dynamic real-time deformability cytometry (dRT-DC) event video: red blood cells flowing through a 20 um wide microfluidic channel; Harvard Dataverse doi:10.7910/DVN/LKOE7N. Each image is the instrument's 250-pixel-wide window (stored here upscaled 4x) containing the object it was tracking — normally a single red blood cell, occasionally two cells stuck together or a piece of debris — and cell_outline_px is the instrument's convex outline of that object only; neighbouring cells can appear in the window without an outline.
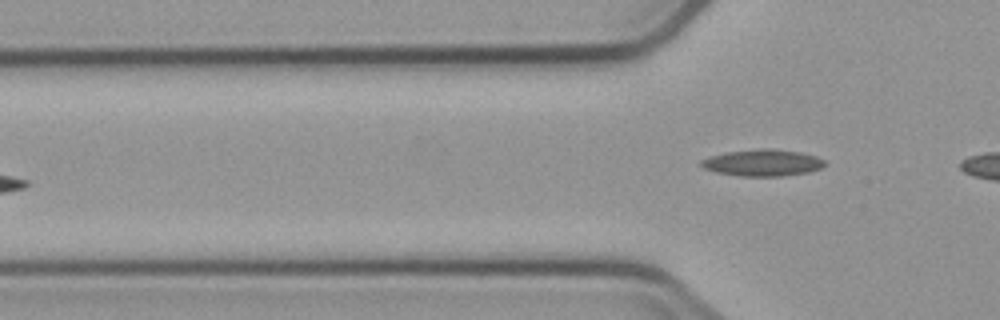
{"species": "common noctule bat (a hibernating species)", "species_latin": "Nyctalus noctula", "temperature_condition": "cold", "stored_images_in_passage": 6, "camera_frame_rate_fps": 3000, "um_per_image_px": 0.085, "animal": {"sex": "male", "body_mass_g": 23.1, "forearm_length_mm": 52.7}, "frame": {"image": 1, "passage_image": 6, "time_ms": 6.0, "image_size_px": [1000, 320], "cell_outline_px": [[828, 164], [820, 168], [808, 172], [780, 176], [740, 176], [716, 172], [704, 168], [700, 164], [700, 160], [724, 152], [760, 148], [772, 148], [800, 152], [816, 156], [824, 160]], "centroid_in_image_um": [64.83, 13.82], "position_along_channel_um": 61.0, "area_um2": 19.25}}